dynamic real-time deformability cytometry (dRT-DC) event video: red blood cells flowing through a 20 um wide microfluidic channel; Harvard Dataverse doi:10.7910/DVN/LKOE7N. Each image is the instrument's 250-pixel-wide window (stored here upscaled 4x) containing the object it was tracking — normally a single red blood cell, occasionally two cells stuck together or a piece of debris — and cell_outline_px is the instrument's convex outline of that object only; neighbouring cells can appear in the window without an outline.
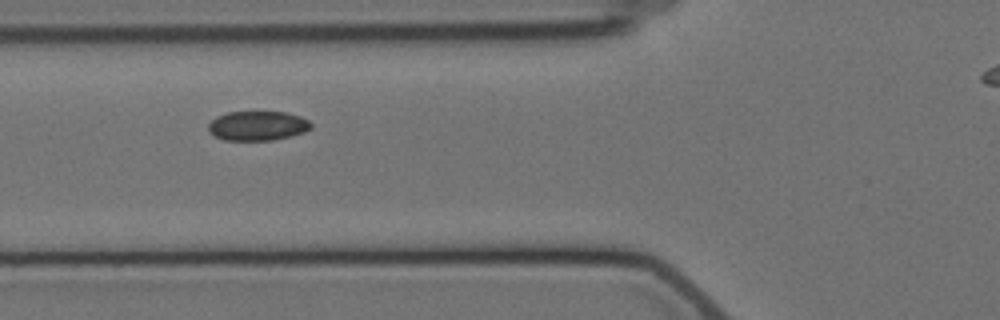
{"species": "Egyptian fruit bat (a non-hibernating species)", "species_latin": "Rousettus aegyptiacus", "temperature_condition": "cold", "stored_images_in_passage": 3, "camera_frame_rate_fps": 3000, "um_per_image_px": 0.085, "animal": {"sex": "female"}, "frame": {"image": 1, "passage_image": 2, "time_ms": 1.333, "image_size_px": [1000, 320], "cell_outline_px": [[312, 128], [304, 132], [292, 136], [272, 140], [224, 140], [208, 132], [208, 124], [216, 116], [228, 112], [284, 112], [300, 116], [308, 120], [312, 124]], "centroid_in_image_um": [21.9, 10.69], "position_along_channel_um": 103.9, "area_um2": 17.69}}
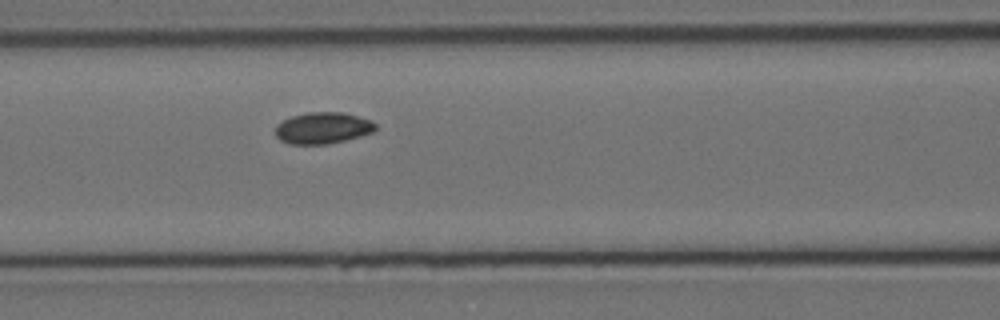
{"frame": {"image": 2, "passage_image": 3, "time_ms": 2.333, "image_size_px": [1000, 320], "cell_outline_px": [[376, 128], [372, 132], [360, 136], [328, 144], [288, 144], [280, 140], [276, 136], [276, 124], [292, 116], [304, 112], [344, 112], [372, 120], [376, 124]], "centroid_in_image_um": [27.43, 10.87], "position_along_channel_um": 139.2, "area_um2": 18.44}}